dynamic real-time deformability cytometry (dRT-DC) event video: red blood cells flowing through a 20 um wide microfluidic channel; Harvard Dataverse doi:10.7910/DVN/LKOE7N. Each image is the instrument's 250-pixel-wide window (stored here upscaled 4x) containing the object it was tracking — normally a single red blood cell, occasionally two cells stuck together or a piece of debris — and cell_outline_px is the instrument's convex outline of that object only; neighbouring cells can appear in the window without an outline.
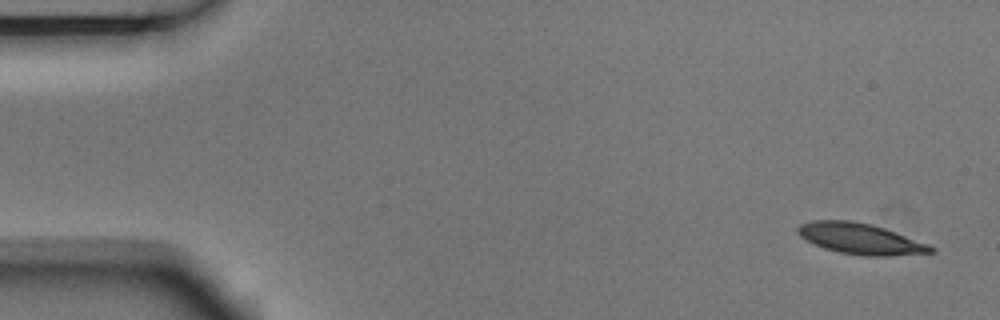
{"species": "Egyptian fruit bat (a non-hibernating species)", "species_latin": "Rousettus aegyptiacus", "temperature_condition": "room temperature", "stored_images_in_passage": 6, "camera_frame_rate_fps": 3000, "um_per_image_px": 0.085, "animal": {"sex": "male"}, "frame": {"image": 1, "passage_image": 1, "time_ms": 0.0, "image_size_px": [1000, 320], "cell_outline_px": [[936, 252], [888, 256], [864, 256], [840, 252], [824, 248], [800, 236], [796, 232], [796, 228], [800, 224], [812, 220], [852, 220], [872, 224], [884, 228], [928, 244], [936, 248]], "centroid_in_image_um": [73.13, 20.28], "position_along_channel_um": 11.9, "area_um2": 23.87}}
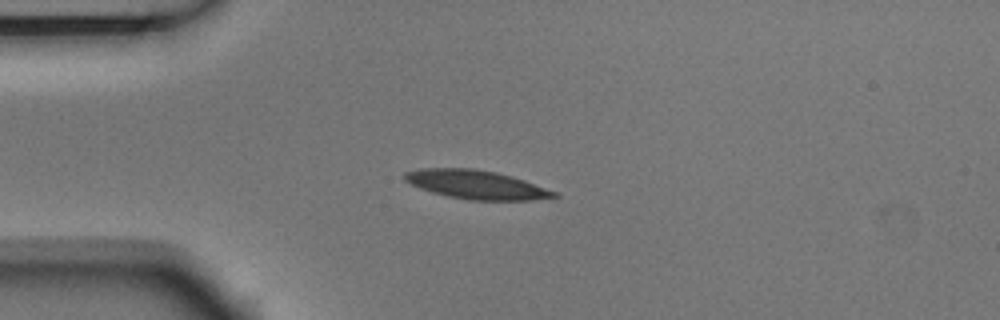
{"frame": {"image": 2, "passage_image": 4, "time_ms": 1.0, "image_size_px": [1000, 320], "cell_outline_px": [[560, 196], [532, 200], [468, 200], [448, 196], [432, 192], [420, 188], [404, 180], [404, 172], [420, 168], [472, 168], [496, 172], [512, 176], [524, 180], [556, 192]], "centroid_in_image_um": [40.46, 15.69], "position_along_channel_um": 44.5, "area_um2": 24.91}}
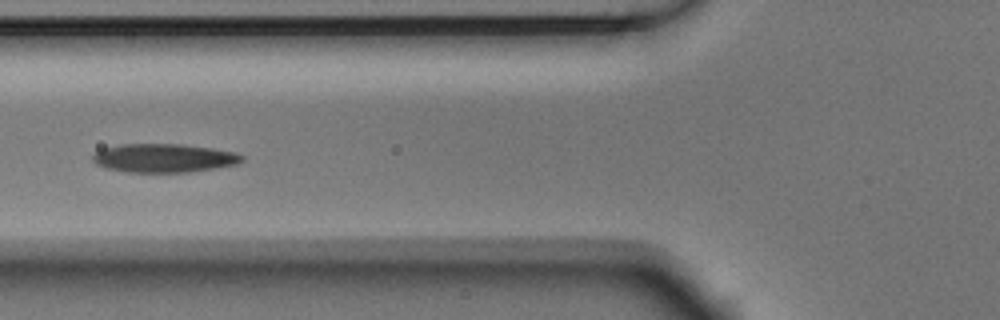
{"frame": {"image": 3, "passage_image": 6, "time_ms": 1.667, "image_size_px": [1000, 320], "cell_outline_px": [[244, 160], [236, 164], [216, 168], [188, 172], [124, 172], [104, 168], [96, 164], [92, 160], [92, 156], [96, 152], [104, 148], [120, 144], [180, 144], [212, 148], [236, 152], [244, 156]], "centroid_in_image_um": [13.92, 13.44], "position_along_channel_um": 111.9, "area_um2": 25.03}}